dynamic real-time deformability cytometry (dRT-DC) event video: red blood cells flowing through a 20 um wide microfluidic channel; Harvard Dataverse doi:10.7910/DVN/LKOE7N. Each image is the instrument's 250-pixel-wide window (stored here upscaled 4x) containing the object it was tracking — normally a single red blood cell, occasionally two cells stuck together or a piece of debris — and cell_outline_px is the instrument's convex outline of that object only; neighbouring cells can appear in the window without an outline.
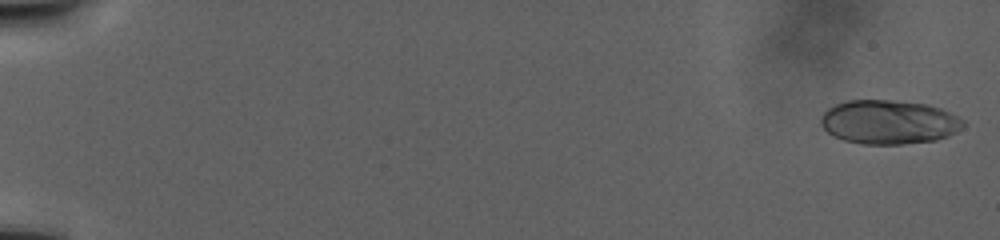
{"species": "human", "species_latin": "Homo sapiens", "temperature_condition": "warm", "stored_images_in_passage": 36, "camera_frame_rate_fps": 3000, "um_per_image_px": 0.085, "donor": {"sex": "male"}, "frame": {"image": 1, "passage_image": 4, "time_ms": 0.667, "image_size_px": [1000, 240], "cell_outline_px": [[964, 124], [956, 132], [948, 136], [936, 140], [900, 144], [860, 144], [844, 140], [832, 136], [820, 124], [820, 116], [828, 108], [836, 104], [848, 100], [892, 100], [928, 104], [940, 108], [964, 120]], "centroid_in_image_um": [75.52, 10.37], "position_along_channel_um": 9.5, "area_um2": 36.59}}
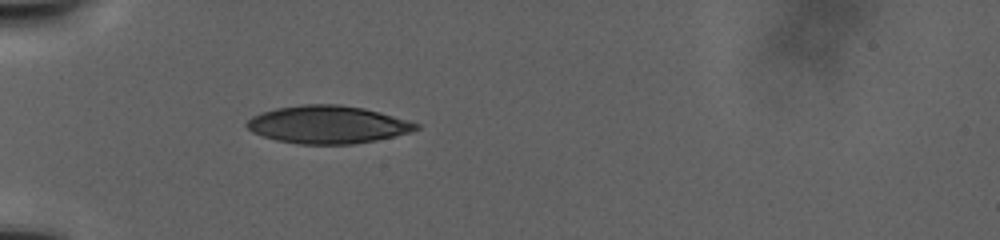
{"frame": {"image": 2, "passage_image": 33, "time_ms": 14.0, "image_size_px": [1000, 240], "cell_outline_px": [[420, 128], [408, 132], [376, 140], [352, 144], [300, 144], [276, 140], [252, 132], [244, 124], [252, 116], [260, 112], [276, 108], [300, 104], [340, 104], [364, 108], [380, 112], [408, 120], [420, 124]], "centroid_in_image_um": [27.83, 10.58], "position_along_channel_um": 57.2, "area_um2": 37.22}}
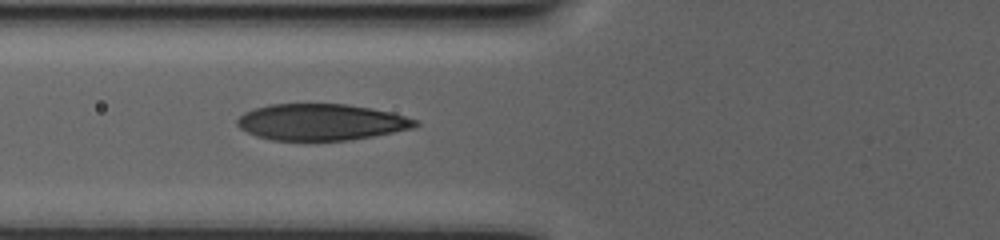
{"frame": {"image": 3, "passage_image": 36, "time_ms": 17.333, "image_size_px": [1000, 240], "cell_outline_px": [[420, 124], [412, 128], [352, 140], [272, 140], [256, 136], [240, 128], [236, 124], [236, 120], [244, 112], [268, 104], [348, 104], [372, 108], [392, 112], [420, 120]], "centroid_in_image_um": [27.32, 10.37], "position_along_channel_um": 98.5, "area_um2": 37.86}}